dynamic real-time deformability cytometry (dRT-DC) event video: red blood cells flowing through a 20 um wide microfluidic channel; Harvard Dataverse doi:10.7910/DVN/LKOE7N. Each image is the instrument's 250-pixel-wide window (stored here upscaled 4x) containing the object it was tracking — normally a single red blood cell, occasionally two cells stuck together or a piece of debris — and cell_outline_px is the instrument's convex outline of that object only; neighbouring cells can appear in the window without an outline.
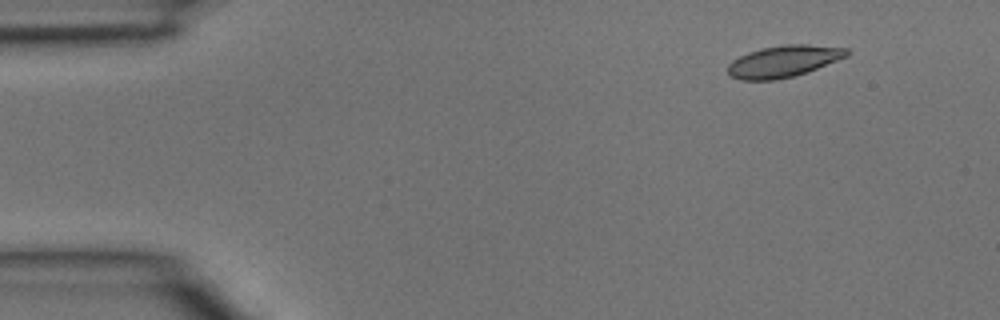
{"species": "common noctule bat (a hibernating species)", "species_latin": "Nyctalus noctula", "temperature_condition": "room temperature", "stored_images_in_passage": 5, "camera_frame_rate_fps": 3000, "um_per_image_px": 0.085, "animal": {"sex": "male", "body_mass_g": 15.6}, "frame": {"image": 1, "passage_image": 2, "time_ms": 0.333, "image_size_px": [1000, 320], "cell_outline_px": [[852, 52], [848, 56], [816, 68], [792, 76], [776, 80], [740, 80], [732, 76], [728, 72], [728, 64], [732, 60], [748, 52], [764, 48], [784, 44], [804, 44], [848, 48]], "centroid_in_image_um": [66.61, 5.2], "position_along_channel_um": 18.4, "area_um2": 21.73}}